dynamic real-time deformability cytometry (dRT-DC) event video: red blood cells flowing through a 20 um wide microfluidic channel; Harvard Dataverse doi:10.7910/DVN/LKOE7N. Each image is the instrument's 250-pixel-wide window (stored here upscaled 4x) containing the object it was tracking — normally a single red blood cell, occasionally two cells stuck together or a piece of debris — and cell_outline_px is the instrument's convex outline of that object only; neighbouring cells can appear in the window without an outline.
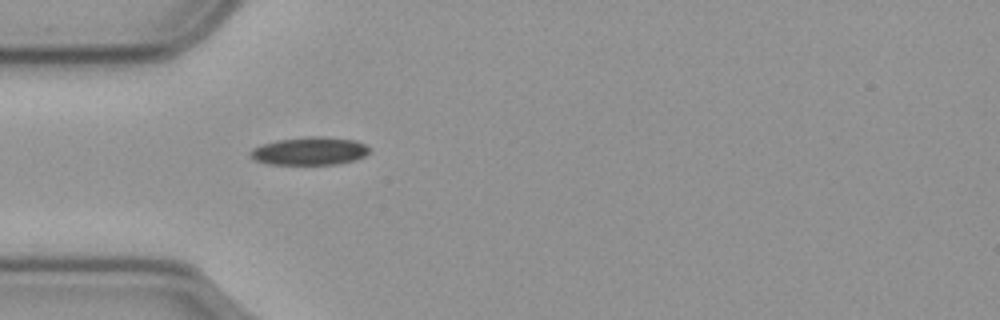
{"species": "common noctule bat (a hibernating species)", "species_latin": "Nyctalus noctula", "temperature_condition": "cold", "stored_images_in_passage": 41, "camera_frame_rate_fps": 3000, "um_per_image_px": 0.085, "animal": {"sex": "male", "body_mass_g": 23.1, "forearm_length_mm": 52.7}, "frame": {"image": 1, "passage_image": 1, "time_ms": 0.0, "image_size_px": [1000, 320], "cell_outline_px": [[368, 152], [364, 156], [352, 160], [336, 164], [268, 164], [256, 160], [248, 152], [252, 148], [264, 144], [280, 140], [312, 136], [320, 136], [352, 140], [364, 144], [368, 148]], "centroid_in_image_um": [26.29, 12.84], "position_along_channel_um": 58.7, "area_um2": 18.9}}
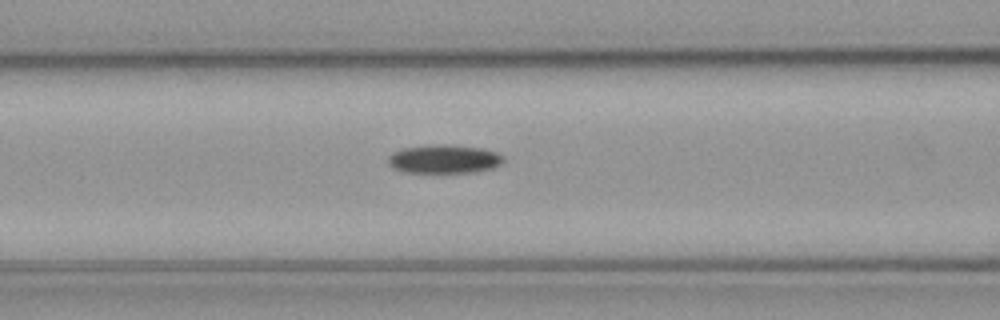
{"frame": {"image": 2, "passage_image": 7, "time_ms": 2.0, "image_size_px": [1000, 320], "cell_outline_px": [[504, 160], [500, 164], [492, 168], [476, 172], [404, 172], [392, 168], [388, 164], [388, 156], [392, 152], [400, 148], [428, 144], [452, 144], [484, 148], [496, 152], [504, 156]], "centroid_in_image_um": [37.72, 13.49], "position_along_channel_um": 128.9, "area_um2": 19.65}}
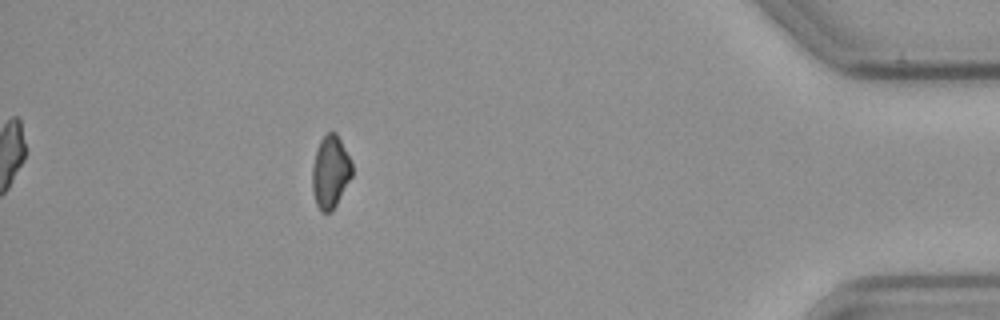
{"frame": {"image": 3, "passage_image": 35, "time_ms": 11.333, "image_size_px": [1000, 320], "cell_outline_px": [[352, 176], [332, 212], [320, 212], [316, 204], [312, 188], [312, 168], [316, 148], [320, 140], [328, 132], [336, 132], [352, 164]], "centroid_in_image_um": [28.06, 14.63], "position_along_channel_um": 407.1, "area_um2": 16.76}}